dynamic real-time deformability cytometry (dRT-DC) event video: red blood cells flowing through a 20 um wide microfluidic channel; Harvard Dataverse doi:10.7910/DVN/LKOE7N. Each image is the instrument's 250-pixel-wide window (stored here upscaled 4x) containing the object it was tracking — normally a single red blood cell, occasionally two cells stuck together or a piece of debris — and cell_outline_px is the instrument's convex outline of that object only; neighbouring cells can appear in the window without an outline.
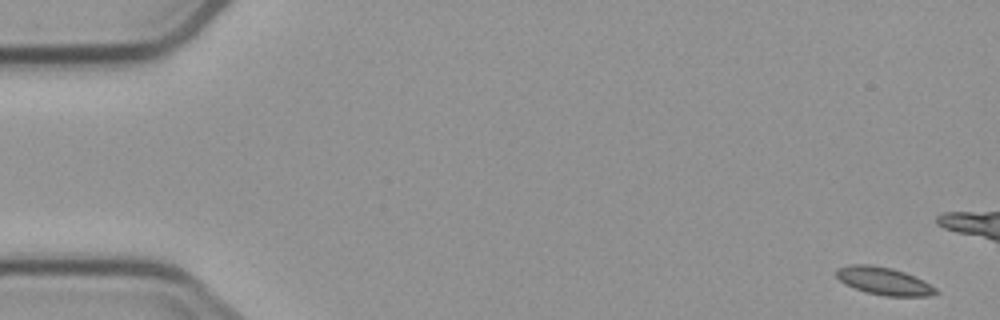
{"species": "common noctule bat (a hibernating species)", "species_latin": "Nyctalus noctula", "temperature_condition": "cold", "stored_images_in_passage": 5, "camera_frame_rate_fps": 3000, "um_per_image_px": 0.085, "animal": {"sex": "male", "body_mass_g": 23.1, "forearm_length_mm": 52.7}, "frame": {"image": 1, "passage_image": 1, "time_ms": 0.0, "image_size_px": [1000, 320], "cell_outline_px": [[940, 292], [932, 296], [884, 296], [868, 292], [844, 284], [836, 276], [836, 268], [848, 264], [868, 264], [892, 268], [904, 272], [936, 288]], "centroid_in_image_um": [75.09, 23.88], "position_along_channel_um": 9.9, "area_um2": 15.9}}